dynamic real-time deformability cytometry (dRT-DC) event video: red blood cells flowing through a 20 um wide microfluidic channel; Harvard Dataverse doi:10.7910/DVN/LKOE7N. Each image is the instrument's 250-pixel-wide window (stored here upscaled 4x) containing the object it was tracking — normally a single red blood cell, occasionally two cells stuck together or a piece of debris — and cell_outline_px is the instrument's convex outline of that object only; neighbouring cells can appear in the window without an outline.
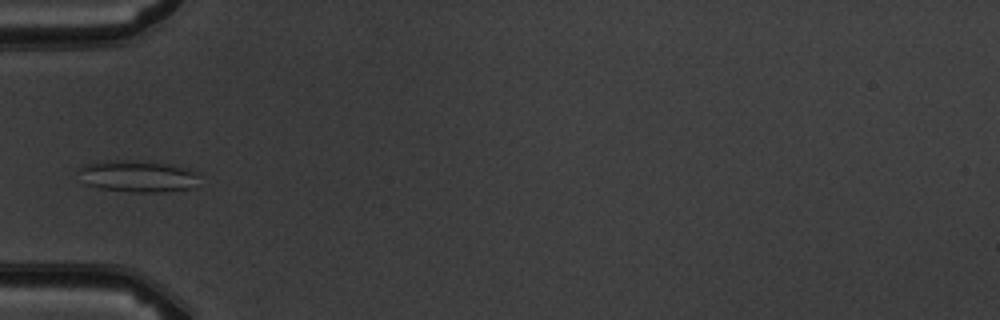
{"species": "common noctule bat (a hibernating species)", "species_latin": "Nyctalus noctula", "temperature_condition": "warm", "stored_images_in_passage": 6, "camera_frame_rate_fps": 3000, "um_per_image_px": 0.085, "animal": {"sex": "male", "body_mass_g": 19.5, "forearm_length_mm": 54.6}, "frame": {"image": 1, "passage_image": 6, "time_ms": 5.667, "image_size_px": [1000, 320], "cell_outline_px": [[200, 176], [196, 188], [164, 192], [132, 192], [100, 188], [88, 184], [80, 168], [84, 164], [104, 160], [124, 160], [164, 164], [188, 168], [200, 172]], "centroid_in_image_um": [11.84, 14.99], "position_along_channel_um": 73.2, "area_um2": 22.14}}